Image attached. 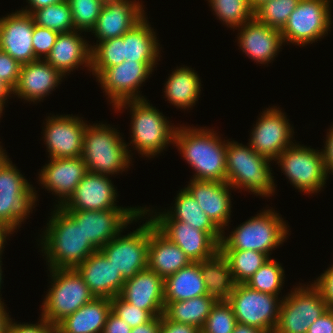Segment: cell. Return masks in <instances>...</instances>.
<instances>
[{"label": "cell", "mask_w": 333, "mask_h": 333, "mask_svg": "<svg viewBox=\"0 0 333 333\" xmlns=\"http://www.w3.org/2000/svg\"><path fill=\"white\" fill-rule=\"evenodd\" d=\"M41 240L49 269H74L98 249L64 209L54 207Z\"/></svg>", "instance_id": "obj_1"}, {"label": "cell", "mask_w": 333, "mask_h": 333, "mask_svg": "<svg viewBox=\"0 0 333 333\" xmlns=\"http://www.w3.org/2000/svg\"><path fill=\"white\" fill-rule=\"evenodd\" d=\"M214 132L181 125L175 131V146L195 170L192 179L226 182L227 142Z\"/></svg>", "instance_id": "obj_2"}, {"label": "cell", "mask_w": 333, "mask_h": 333, "mask_svg": "<svg viewBox=\"0 0 333 333\" xmlns=\"http://www.w3.org/2000/svg\"><path fill=\"white\" fill-rule=\"evenodd\" d=\"M118 130L107 124L86 125L82 159L87 171L101 175L122 173L129 168L132 155Z\"/></svg>", "instance_id": "obj_3"}, {"label": "cell", "mask_w": 333, "mask_h": 333, "mask_svg": "<svg viewBox=\"0 0 333 333\" xmlns=\"http://www.w3.org/2000/svg\"><path fill=\"white\" fill-rule=\"evenodd\" d=\"M149 100H127L117 104L114 109L122 110L130 107L131 115V142L142 156L153 158L165 148L174 144L177 127L170 125L158 109L152 107ZM127 106V107H126Z\"/></svg>", "instance_id": "obj_4"}, {"label": "cell", "mask_w": 333, "mask_h": 333, "mask_svg": "<svg viewBox=\"0 0 333 333\" xmlns=\"http://www.w3.org/2000/svg\"><path fill=\"white\" fill-rule=\"evenodd\" d=\"M271 160L256 153L248 146L237 141H228L226 147V182L236 189L262 197L275 193L274 176L271 173Z\"/></svg>", "instance_id": "obj_5"}, {"label": "cell", "mask_w": 333, "mask_h": 333, "mask_svg": "<svg viewBox=\"0 0 333 333\" xmlns=\"http://www.w3.org/2000/svg\"><path fill=\"white\" fill-rule=\"evenodd\" d=\"M274 210L268 209L241 223L219 243V250H254L268 256L288 237V227Z\"/></svg>", "instance_id": "obj_6"}, {"label": "cell", "mask_w": 333, "mask_h": 333, "mask_svg": "<svg viewBox=\"0 0 333 333\" xmlns=\"http://www.w3.org/2000/svg\"><path fill=\"white\" fill-rule=\"evenodd\" d=\"M51 288L42 303L41 315L54 327L95 296L82 276L74 269H49Z\"/></svg>", "instance_id": "obj_7"}, {"label": "cell", "mask_w": 333, "mask_h": 333, "mask_svg": "<svg viewBox=\"0 0 333 333\" xmlns=\"http://www.w3.org/2000/svg\"><path fill=\"white\" fill-rule=\"evenodd\" d=\"M29 183L12 161L0 167V223L12 233L29 217L38 200L35 187Z\"/></svg>", "instance_id": "obj_8"}, {"label": "cell", "mask_w": 333, "mask_h": 333, "mask_svg": "<svg viewBox=\"0 0 333 333\" xmlns=\"http://www.w3.org/2000/svg\"><path fill=\"white\" fill-rule=\"evenodd\" d=\"M78 224L89 241L100 250L123 229L154 210L144 207L114 208L107 210H65ZM149 212V213H148Z\"/></svg>", "instance_id": "obj_9"}, {"label": "cell", "mask_w": 333, "mask_h": 333, "mask_svg": "<svg viewBox=\"0 0 333 333\" xmlns=\"http://www.w3.org/2000/svg\"><path fill=\"white\" fill-rule=\"evenodd\" d=\"M275 161L290 184L306 194L319 192L328 179L320 150L293 143Z\"/></svg>", "instance_id": "obj_10"}, {"label": "cell", "mask_w": 333, "mask_h": 333, "mask_svg": "<svg viewBox=\"0 0 333 333\" xmlns=\"http://www.w3.org/2000/svg\"><path fill=\"white\" fill-rule=\"evenodd\" d=\"M280 299L277 295L263 293L240 283L235 285L227 302L233 309L237 323L274 333L279 320Z\"/></svg>", "instance_id": "obj_11"}, {"label": "cell", "mask_w": 333, "mask_h": 333, "mask_svg": "<svg viewBox=\"0 0 333 333\" xmlns=\"http://www.w3.org/2000/svg\"><path fill=\"white\" fill-rule=\"evenodd\" d=\"M282 298L274 333H307L309 326L327 309L320 291L313 285H301Z\"/></svg>", "instance_id": "obj_12"}, {"label": "cell", "mask_w": 333, "mask_h": 333, "mask_svg": "<svg viewBox=\"0 0 333 333\" xmlns=\"http://www.w3.org/2000/svg\"><path fill=\"white\" fill-rule=\"evenodd\" d=\"M330 0H300L280 30L283 42L312 44L324 38L332 24Z\"/></svg>", "instance_id": "obj_13"}, {"label": "cell", "mask_w": 333, "mask_h": 333, "mask_svg": "<svg viewBox=\"0 0 333 333\" xmlns=\"http://www.w3.org/2000/svg\"><path fill=\"white\" fill-rule=\"evenodd\" d=\"M148 245L149 219L127 235L118 234L100 251L112 262L123 279L128 280L147 268Z\"/></svg>", "instance_id": "obj_14"}, {"label": "cell", "mask_w": 333, "mask_h": 333, "mask_svg": "<svg viewBox=\"0 0 333 333\" xmlns=\"http://www.w3.org/2000/svg\"><path fill=\"white\" fill-rule=\"evenodd\" d=\"M157 62L124 61L119 65L104 69L97 77L102 89L115 107L127 100H143L139 87L147 80Z\"/></svg>", "instance_id": "obj_15"}, {"label": "cell", "mask_w": 333, "mask_h": 333, "mask_svg": "<svg viewBox=\"0 0 333 333\" xmlns=\"http://www.w3.org/2000/svg\"><path fill=\"white\" fill-rule=\"evenodd\" d=\"M261 114L251 131L249 145L259 155L275 161L293 144V126H290L285 113L277 107H270Z\"/></svg>", "instance_id": "obj_16"}, {"label": "cell", "mask_w": 333, "mask_h": 333, "mask_svg": "<svg viewBox=\"0 0 333 333\" xmlns=\"http://www.w3.org/2000/svg\"><path fill=\"white\" fill-rule=\"evenodd\" d=\"M86 125L80 117L72 114L48 116L43 130L48 158L80 157Z\"/></svg>", "instance_id": "obj_17"}, {"label": "cell", "mask_w": 333, "mask_h": 333, "mask_svg": "<svg viewBox=\"0 0 333 333\" xmlns=\"http://www.w3.org/2000/svg\"><path fill=\"white\" fill-rule=\"evenodd\" d=\"M155 227L178 245L192 262H201L219 251V242L209 233L177 220H152Z\"/></svg>", "instance_id": "obj_18"}, {"label": "cell", "mask_w": 333, "mask_h": 333, "mask_svg": "<svg viewBox=\"0 0 333 333\" xmlns=\"http://www.w3.org/2000/svg\"><path fill=\"white\" fill-rule=\"evenodd\" d=\"M144 5L136 0H105L95 27L91 30L96 44L112 38L120 37L146 15Z\"/></svg>", "instance_id": "obj_19"}, {"label": "cell", "mask_w": 333, "mask_h": 333, "mask_svg": "<svg viewBox=\"0 0 333 333\" xmlns=\"http://www.w3.org/2000/svg\"><path fill=\"white\" fill-rule=\"evenodd\" d=\"M34 19L22 11L0 18V50L21 65L37 60L33 50Z\"/></svg>", "instance_id": "obj_20"}, {"label": "cell", "mask_w": 333, "mask_h": 333, "mask_svg": "<svg viewBox=\"0 0 333 333\" xmlns=\"http://www.w3.org/2000/svg\"><path fill=\"white\" fill-rule=\"evenodd\" d=\"M116 192L109 176L88 171L61 208L83 211L124 208L116 205Z\"/></svg>", "instance_id": "obj_21"}, {"label": "cell", "mask_w": 333, "mask_h": 333, "mask_svg": "<svg viewBox=\"0 0 333 333\" xmlns=\"http://www.w3.org/2000/svg\"><path fill=\"white\" fill-rule=\"evenodd\" d=\"M39 172V182L52 194L59 196L61 207L73 194L74 189L86 175L87 166L82 157L50 158L48 164Z\"/></svg>", "instance_id": "obj_22"}, {"label": "cell", "mask_w": 333, "mask_h": 333, "mask_svg": "<svg viewBox=\"0 0 333 333\" xmlns=\"http://www.w3.org/2000/svg\"><path fill=\"white\" fill-rule=\"evenodd\" d=\"M119 296L154 317L164 314V279L148 267L125 280Z\"/></svg>", "instance_id": "obj_23"}, {"label": "cell", "mask_w": 333, "mask_h": 333, "mask_svg": "<svg viewBox=\"0 0 333 333\" xmlns=\"http://www.w3.org/2000/svg\"><path fill=\"white\" fill-rule=\"evenodd\" d=\"M184 187L208 215L214 224L225 233L231 215V193L233 187L227 182L191 179Z\"/></svg>", "instance_id": "obj_24"}, {"label": "cell", "mask_w": 333, "mask_h": 333, "mask_svg": "<svg viewBox=\"0 0 333 333\" xmlns=\"http://www.w3.org/2000/svg\"><path fill=\"white\" fill-rule=\"evenodd\" d=\"M240 28L239 47L256 63L271 62L279 53V49H282L284 42L279 29L269 27L255 18L244 23Z\"/></svg>", "instance_id": "obj_25"}, {"label": "cell", "mask_w": 333, "mask_h": 333, "mask_svg": "<svg viewBox=\"0 0 333 333\" xmlns=\"http://www.w3.org/2000/svg\"><path fill=\"white\" fill-rule=\"evenodd\" d=\"M65 77L44 59L23 64L13 94L25 101L37 102L51 94Z\"/></svg>", "instance_id": "obj_26"}, {"label": "cell", "mask_w": 333, "mask_h": 333, "mask_svg": "<svg viewBox=\"0 0 333 333\" xmlns=\"http://www.w3.org/2000/svg\"><path fill=\"white\" fill-rule=\"evenodd\" d=\"M75 269L95 297L114 298L120 294L125 282L121 273L100 250L92 253Z\"/></svg>", "instance_id": "obj_27"}, {"label": "cell", "mask_w": 333, "mask_h": 333, "mask_svg": "<svg viewBox=\"0 0 333 333\" xmlns=\"http://www.w3.org/2000/svg\"><path fill=\"white\" fill-rule=\"evenodd\" d=\"M191 263L185 252L164 236L149 218L147 267L165 280Z\"/></svg>", "instance_id": "obj_28"}, {"label": "cell", "mask_w": 333, "mask_h": 333, "mask_svg": "<svg viewBox=\"0 0 333 333\" xmlns=\"http://www.w3.org/2000/svg\"><path fill=\"white\" fill-rule=\"evenodd\" d=\"M83 31L59 33L58 38L46 57V61L64 76L80 66L91 69V48L80 34ZM79 33V34H78Z\"/></svg>", "instance_id": "obj_29"}, {"label": "cell", "mask_w": 333, "mask_h": 333, "mask_svg": "<svg viewBox=\"0 0 333 333\" xmlns=\"http://www.w3.org/2000/svg\"><path fill=\"white\" fill-rule=\"evenodd\" d=\"M110 312V298L94 297L74 313L66 316L55 328L61 333H102Z\"/></svg>", "instance_id": "obj_30"}, {"label": "cell", "mask_w": 333, "mask_h": 333, "mask_svg": "<svg viewBox=\"0 0 333 333\" xmlns=\"http://www.w3.org/2000/svg\"><path fill=\"white\" fill-rule=\"evenodd\" d=\"M175 206L172 210L150 216L151 220H177L185 222L204 232H209L219 243L222 231L214 224L208 215L200 208L196 199L185 189L177 193Z\"/></svg>", "instance_id": "obj_31"}, {"label": "cell", "mask_w": 333, "mask_h": 333, "mask_svg": "<svg viewBox=\"0 0 333 333\" xmlns=\"http://www.w3.org/2000/svg\"><path fill=\"white\" fill-rule=\"evenodd\" d=\"M145 16L133 28L122 35L123 59L132 62H157L160 44Z\"/></svg>", "instance_id": "obj_32"}, {"label": "cell", "mask_w": 333, "mask_h": 333, "mask_svg": "<svg viewBox=\"0 0 333 333\" xmlns=\"http://www.w3.org/2000/svg\"><path fill=\"white\" fill-rule=\"evenodd\" d=\"M192 68L183 67L175 69L165 83L164 95L172 105L177 108H192L198 101L201 92V80Z\"/></svg>", "instance_id": "obj_33"}, {"label": "cell", "mask_w": 333, "mask_h": 333, "mask_svg": "<svg viewBox=\"0 0 333 333\" xmlns=\"http://www.w3.org/2000/svg\"><path fill=\"white\" fill-rule=\"evenodd\" d=\"M207 294L199 262H192L164 280V301H184Z\"/></svg>", "instance_id": "obj_34"}, {"label": "cell", "mask_w": 333, "mask_h": 333, "mask_svg": "<svg viewBox=\"0 0 333 333\" xmlns=\"http://www.w3.org/2000/svg\"><path fill=\"white\" fill-rule=\"evenodd\" d=\"M208 295L218 301H228L236 285L226 258L218 251L199 262Z\"/></svg>", "instance_id": "obj_35"}, {"label": "cell", "mask_w": 333, "mask_h": 333, "mask_svg": "<svg viewBox=\"0 0 333 333\" xmlns=\"http://www.w3.org/2000/svg\"><path fill=\"white\" fill-rule=\"evenodd\" d=\"M216 302L208 294L184 301H164V315L170 321L192 325L201 330Z\"/></svg>", "instance_id": "obj_36"}, {"label": "cell", "mask_w": 333, "mask_h": 333, "mask_svg": "<svg viewBox=\"0 0 333 333\" xmlns=\"http://www.w3.org/2000/svg\"><path fill=\"white\" fill-rule=\"evenodd\" d=\"M226 258L236 284L246 281L270 258L254 250H219Z\"/></svg>", "instance_id": "obj_37"}, {"label": "cell", "mask_w": 333, "mask_h": 333, "mask_svg": "<svg viewBox=\"0 0 333 333\" xmlns=\"http://www.w3.org/2000/svg\"><path fill=\"white\" fill-rule=\"evenodd\" d=\"M31 16L36 25L49 28L58 33H66L74 30L72 12L67 0L40 8L34 11Z\"/></svg>", "instance_id": "obj_38"}, {"label": "cell", "mask_w": 333, "mask_h": 333, "mask_svg": "<svg viewBox=\"0 0 333 333\" xmlns=\"http://www.w3.org/2000/svg\"><path fill=\"white\" fill-rule=\"evenodd\" d=\"M216 17L229 28L240 27L254 18L249 0H209Z\"/></svg>", "instance_id": "obj_39"}, {"label": "cell", "mask_w": 333, "mask_h": 333, "mask_svg": "<svg viewBox=\"0 0 333 333\" xmlns=\"http://www.w3.org/2000/svg\"><path fill=\"white\" fill-rule=\"evenodd\" d=\"M91 69L98 76L104 69L121 64L123 59V37H116L91 45Z\"/></svg>", "instance_id": "obj_40"}, {"label": "cell", "mask_w": 333, "mask_h": 333, "mask_svg": "<svg viewBox=\"0 0 333 333\" xmlns=\"http://www.w3.org/2000/svg\"><path fill=\"white\" fill-rule=\"evenodd\" d=\"M282 265L269 258L247 281L250 288L272 295H279L285 278Z\"/></svg>", "instance_id": "obj_41"}, {"label": "cell", "mask_w": 333, "mask_h": 333, "mask_svg": "<svg viewBox=\"0 0 333 333\" xmlns=\"http://www.w3.org/2000/svg\"><path fill=\"white\" fill-rule=\"evenodd\" d=\"M300 0H268L254 10V18L281 30Z\"/></svg>", "instance_id": "obj_42"}, {"label": "cell", "mask_w": 333, "mask_h": 333, "mask_svg": "<svg viewBox=\"0 0 333 333\" xmlns=\"http://www.w3.org/2000/svg\"><path fill=\"white\" fill-rule=\"evenodd\" d=\"M70 4L74 30L91 32L105 0H67ZM89 30V31H88Z\"/></svg>", "instance_id": "obj_43"}, {"label": "cell", "mask_w": 333, "mask_h": 333, "mask_svg": "<svg viewBox=\"0 0 333 333\" xmlns=\"http://www.w3.org/2000/svg\"><path fill=\"white\" fill-rule=\"evenodd\" d=\"M237 324L231 305L227 301H218L207 317L201 333H232Z\"/></svg>", "instance_id": "obj_44"}, {"label": "cell", "mask_w": 333, "mask_h": 333, "mask_svg": "<svg viewBox=\"0 0 333 333\" xmlns=\"http://www.w3.org/2000/svg\"><path fill=\"white\" fill-rule=\"evenodd\" d=\"M111 311L131 328L150 322L154 318L149 311L126 302L119 295L111 298Z\"/></svg>", "instance_id": "obj_45"}, {"label": "cell", "mask_w": 333, "mask_h": 333, "mask_svg": "<svg viewBox=\"0 0 333 333\" xmlns=\"http://www.w3.org/2000/svg\"><path fill=\"white\" fill-rule=\"evenodd\" d=\"M58 35L59 33L57 31L34 24L32 44L36 59H46L54 46Z\"/></svg>", "instance_id": "obj_46"}, {"label": "cell", "mask_w": 333, "mask_h": 333, "mask_svg": "<svg viewBox=\"0 0 333 333\" xmlns=\"http://www.w3.org/2000/svg\"><path fill=\"white\" fill-rule=\"evenodd\" d=\"M21 66L8 53L0 50V80L6 83L12 90L18 82Z\"/></svg>", "instance_id": "obj_47"}, {"label": "cell", "mask_w": 333, "mask_h": 333, "mask_svg": "<svg viewBox=\"0 0 333 333\" xmlns=\"http://www.w3.org/2000/svg\"><path fill=\"white\" fill-rule=\"evenodd\" d=\"M321 293L329 309H333V264L312 283Z\"/></svg>", "instance_id": "obj_48"}, {"label": "cell", "mask_w": 333, "mask_h": 333, "mask_svg": "<svg viewBox=\"0 0 333 333\" xmlns=\"http://www.w3.org/2000/svg\"><path fill=\"white\" fill-rule=\"evenodd\" d=\"M39 322L36 324H17L16 322H12V319H10L7 327V333H50L54 328V326L42 316Z\"/></svg>", "instance_id": "obj_49"}, {"label": "cell", "mask_w": 333, "mask_h": 333, "mask_svg": "<svg viewBox=\"0 0 333 333\" xmlns=\"http://www.w3.org/2000/svg\"><path fill=\"white\" fill-rule=\"evenodd\" d=\"M307 333H333V309H327L308 328Z\"/></svg>", "instance_id": "obj_50"}, {"label": "cell", "mask_w": 333, "mask_h": 333, "mask_svg": "<svg viewBox=\"0 0 333 333\" xmlns=\"http://www.w3.org/2000/svg\"><path fill=\"white\" fill-rule=\"evenodd\" d=\"M160 333H201L200 329L188 325L170 321L164 314L161 316Z\"/></svg>", "instance_id": "obj_51"}, {"label": "cell", "mask_w": 333, "mask_h": 333, "mask_svg": "<svg viewBox=\"0 0 333 333\" xmlns=\"http://www.w3.org/2000/svg\"><path fill=\"white\" fill-rule=\"evenodd\" d=\"M132 328L112 311L109 313L102 333H131Z\"/></svg>", "instance_id": "obj_52"}, {"label": "cell", "mask_w": 333, "mask_h": 333, "mask_svg": "<svg viewBox=\"0 0 333 333\" xmlns=\"http://www.w3.org/2000/svg\"><path fill=\"white\" fill-rule=\"evenodd\" d=\"M328 130L329 132H327L326 135L325 147L322 150L327 176L328 173H333V125Z\"/></svg>", "instance_id": "obj_53"}, {"label": "cell", "mask_w": 333, "mask_h": 333, "mask_svg": "<svg viewBox=\"0 0 333 333\" xmlns=\"http://www.w3.org/2000/svg\"><path fill=\"white\" fill-rule=\"evenodd\" d=\"M161 316L154 317L150 322L132 328L131 333H160Z\"/></svg>", "instance_id": "obj_54"}, {"label": "cell", "mask_w": 333, "mask_h": 333, "mask_svg": "<svg viewBox=\"0 0 333 333\" xmlns=\"http://www.w3.org/2000/svg\"><path fill=\"white\" fill-rule=\"evenodd\" d=\"M63 1L66 0H27L29 7L27 9V7L25 9H22L20 11H22L23 13H27V14H32L34 11L43 8V7H47L49 5H54L57 3H61Z\"/></svg>", "instance_id": "obj_55"}, {"label": "cell", "mask_w": 333, "mask_h": 333, "mask_svg": "<svg viewBox=\"0 0 333 333\" xmlns=\"http://www.w3.org/2000/svg\"><path fill=\"white\" fill-rule=\"evenodd\" d=\"M9 312L7 313L4 303L0 301V333H7V327L11 317H9Z\"/></svg>", "instance_id": "obj_56"}, {"label": "cell", "mask_w": 333, "mask_h": 333, "mask_svg": "<svg viewBox=\"0 0 333 333\" xmlns=\"http://www.w3.org/2000/svg\"><path fill=\"white\" fill-rule=\"evenodd\" d=\"M232 333H267V332L262 329L237 323Z\"/></svg>", "instance_id": "obj_57"}, {"label": "cell", "mask_w": 333, "mask_h": 333, "mask_svg": "<svg viewBox=\"0 0 333 333\" xmlns=\"http://www.w3.org/2000/svg\"><path fill=\"white\" fill-rule=\"evenodd\" d=\"M12 234V232L0 223V255H2V249H4V242H6V237Z\"/></svg>", "instance_id": "obj_58"}, {"label": "cell", "mask_w": 333, "mask_h": 333, "mask_svg": "<svg viewBox=\"0 0 333 333\" xmlns=\"http://www.w3.org/2000/svg\"><path fill=\"white\" fill-rule=\"evenodd\" d=\"M11 94H13V90L0 80V100H7Z\"/></svg>", "instance_id": "obj_59"}, {"label": "cell", "mask_w": 333, "mask_h": 333, "mask_svg": "<svg viewBox=\"0 0 333 333\" xmlns=\"http://www.w3.org/2000/svg\"><path fill=\"white\" fill-rule=\"evenodd\" d=\"M6 150H3L2 147L0 146V167L10 158L7 156V153L5 152Z\"/></svg>", "instance_id": "obj_60"}, {"label": "cell", "mask_w": 333, "mask_h": 333, "mask_svg": "<svg viewBox=\"0 0 333 333\" xmlns=\"http://www.w3.org/2000/svg\"><path fill=\"white\" fill-rule=\"evenodd\" d=\"M268 0H249L250 6L253 10H255L258 6Z\"/></svg>", "instance_id": "obj_61"}, {"label": "cell", "mask_w": 333, "mask_h": 333, "mask_svg": "<svg viewBox=\"0 0 333 333\" xmlns=\"http://www.w3.org/2000/svg\"><path fill=\"white\" fill-rule=\"evenodd\" d=\"M6 100H0V118L4 110V105H5Z\"/></svg>", "instance_id": "obj_62"}, {"label": "cell", "mask_w": 333, "mask_h": 333, "mask_svg": "<svg viewBox=\"0 0 333 333\" xmlns=\"http://www.w3.org/2000/svg\"><path fill=\"white\" fill-rule=\"evenodd\" d=\"M2 261H1V255H0V289H1V284H2V263H1ZM1 292V291H0ZM1 296V295H0ZM2 299H1V297H0V301H1Z\"/></svg>", "instance_id": "obj_63"}, {"label": "cell", "mask_w": 333, "mask_h": 333, "mask_svg": "<svg viewBox=\"0 0 333 333\" xmlns=\"http://www.w3.org/2000/svg\"><path fill=\"white\" fill-rule=\"evenodd\" d=\"M50 333H61L57 328H53Z\"/></svg>", "instance_id": "obj_64"}]
</instances>
